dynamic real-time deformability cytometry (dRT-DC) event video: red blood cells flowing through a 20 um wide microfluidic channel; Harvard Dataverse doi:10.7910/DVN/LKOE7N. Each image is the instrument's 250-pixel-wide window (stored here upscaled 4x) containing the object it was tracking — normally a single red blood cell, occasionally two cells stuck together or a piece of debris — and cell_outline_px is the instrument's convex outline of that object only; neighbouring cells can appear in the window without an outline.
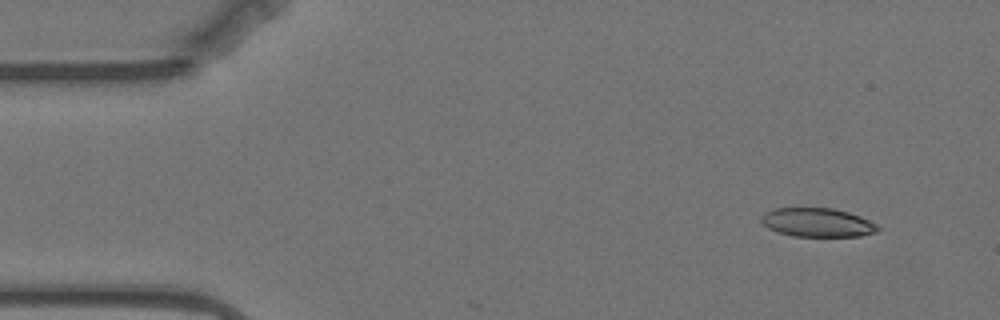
{"species": "Egyptian fruit bat (a non-hibernating species)", "species_latin": "Rousettus aegyptiacus", "temperature_condition": "warm", "stored_images_in_passage": 7, "camera_frame_rate_fps": 3000, "um_per_image_px": 0.085, "animal": {"sex": "female"}, "frame": {"image": 1, "passage_image": 4, "time_ms": 1.0, "image_size_px": [1000, 320], "cell_outline_px": [[880, 228], [876, 232], [860, 236], [792, 236], [776, 232], [768, 228], [760, 220], [760, 216], [764, 212], [772, 208], [832, 208], [848, 212], [860, 216], [876, 224]], "centroid_in_image_um": [69.43, 18.91], "position_along_channel_um": 15.6, "area_um2": 19.65}}